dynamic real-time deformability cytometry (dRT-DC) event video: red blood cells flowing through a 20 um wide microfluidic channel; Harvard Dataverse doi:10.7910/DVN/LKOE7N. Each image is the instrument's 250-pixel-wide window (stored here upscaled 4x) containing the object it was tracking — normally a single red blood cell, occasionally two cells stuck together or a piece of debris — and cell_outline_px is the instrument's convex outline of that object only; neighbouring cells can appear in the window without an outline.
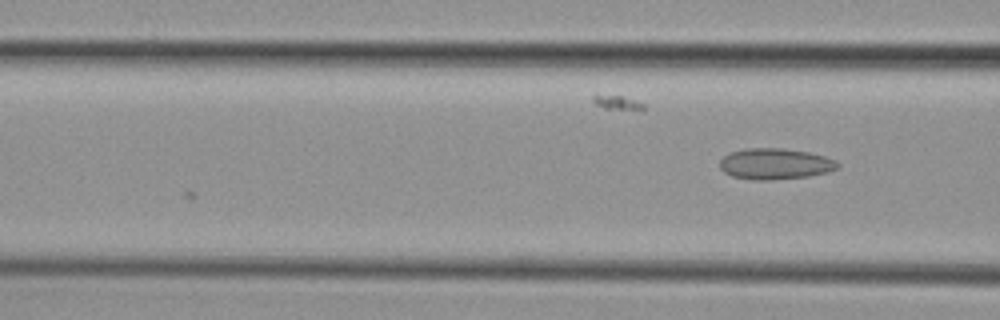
{"species": "common noctule bat (a hibernating species)", "species_latin": "Nyctalus noctula", "temperature_condition": "cold", "stored_images_in_passage": 5, "camera_frame_rate_fps": 3000, "um_per_image_px": 0.085, "animal": {"sex": "female", "body_mass_g": 29.2, "forearm_length_mm": 56.3}, "frame": {"image": 1, "passage_image": 5, "time_ms": 4.667, "image_size_px": [1000, 320], "cell_outline_px": [[840, 164], [836, 168], [828, 172], [808, 176], [768, 180], [752, 180], [732, 176], [724, 172], [720, 168], [720, 160], [724, 156], [732, 152], [744, 148], [784, 148], [808, 152], [824, 156], [836, 160]], "centroid_in_image_um": [65.88, 13.92], "position_along_channel_um": 100.7, "area_um2": 21.27}}